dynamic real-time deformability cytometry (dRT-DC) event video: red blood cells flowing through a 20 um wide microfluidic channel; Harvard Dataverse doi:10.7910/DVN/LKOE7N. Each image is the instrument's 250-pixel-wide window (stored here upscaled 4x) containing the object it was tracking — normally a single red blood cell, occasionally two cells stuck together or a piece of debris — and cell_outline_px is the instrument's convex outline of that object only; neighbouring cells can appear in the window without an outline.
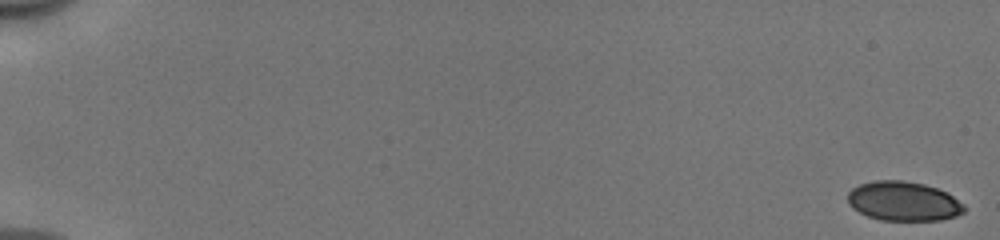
{"species": "human", "species_latin": "Homo sapiens", "temperature_condition": "cold", "stored_images_in_passage": 54, "camera_frame_rate_fps": 3000, "um_per_image_px": 0.085, "donor": {"sex": "male"}, "frame": {"image": 1, "passage_image": 1, "time_ms": 0.0, "image_size_px": [1000, 240], "cell_outline_px": [[964, 212], [956, 216], [940, 220], [880, 220], [868, 216], [852, 208], [848, 204], [848, 192], [852, 188], [860, 184], [876, 180], [900, 180], [924, 184], [948, 192], [964, 204]], "centroid_in_image_um": [76.8, 17.1], "position_along_channel_um": 8.2, "area_um2": 26.76}}
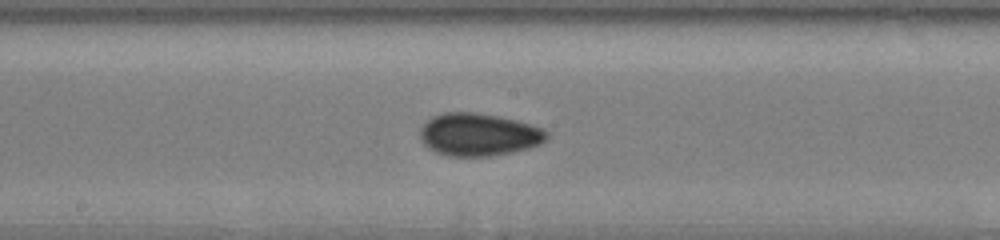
{"frame": {"image": 2, "passage_image": 31, "time_ms": 10.0, "image_size_px": [1000, 240], "cell_outline_px": [[548, 140], [540, 144], [528, 148], [512, 152], [492, 156], [448, 156], [436, 152], [428, 148], [420, 140], [420, 128], [432, 116], [444, 112], [476, 112], [500, 116], [532, 124], [544, 128], [548, 132]], "centroid_in_image_um": [40.71, 11.43], "position_along_channel_um": 207.5, "area_um2": 31.85}}
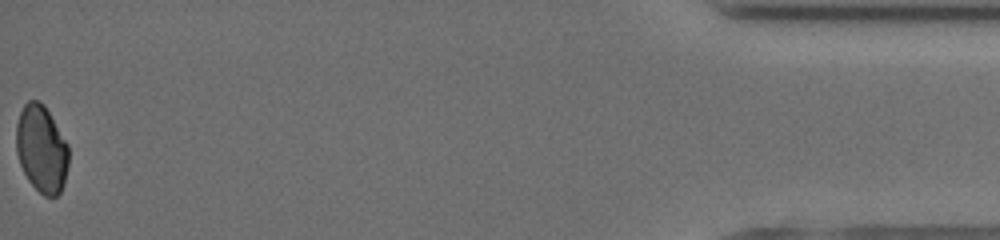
{"frame": {"image": 3, "passage_image": 54, "time_ms": 17.667, "image_size_px": [1000, 240], "cell_outline_px": [[68, 164], [64, 184], [60, 192], [56, 196], [44, 196], [28, 180], [20, 164], [16, 152], [16, 124], [20, 112], [24, 104], [28, 100], [40, 100], [44, 104], [68, 144]], "centroid_in_image_um": [3.52, 12.64], "position_along_channel_um": 431.7, "area_um2": 26.7}, "authors_computed_cell_mechanics": {"area_um2": 29.0156, "velocity_mm_per_s": 3.9831, "shape_relaxation_time_tau1_ms": null, "shape_relaxation_time_tau2_ms": 1.6088, "deformation_change_tau1": null, "deformation_change_tau2": 0.0531}}